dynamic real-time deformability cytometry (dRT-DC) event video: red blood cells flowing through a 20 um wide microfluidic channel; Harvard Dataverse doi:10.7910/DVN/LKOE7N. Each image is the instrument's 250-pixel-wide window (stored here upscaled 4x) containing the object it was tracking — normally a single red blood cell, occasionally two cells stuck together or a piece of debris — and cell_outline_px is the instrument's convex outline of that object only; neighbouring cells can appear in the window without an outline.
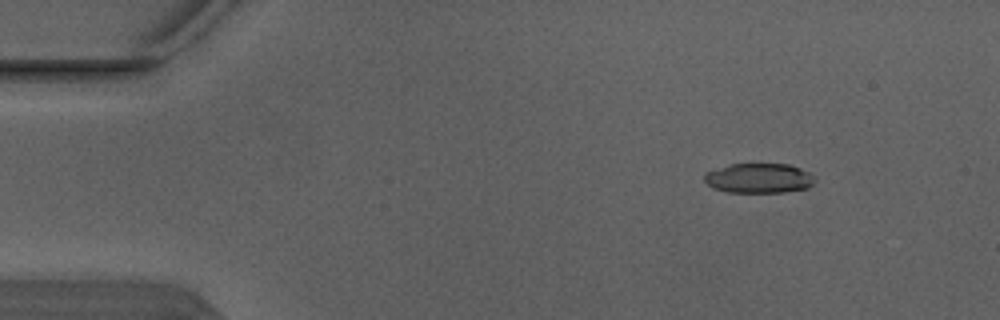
{"species": "Egyptian fruit bat (a non-hibernating species)", "species_latin": "Rousettus aegyptiacus", "temperature_condition": "warm", "stored_images_in_passage": 3, "camera_frame_rate_fps": 3000, "um_per_image_px": 0.085, "animal": {"sex": "male"}, "frame": {"image": 1, "passage_image": 1, "time_ms": 0.0, "image_size_px": [1000, 320], "cell_outline_px": [[816, 180], [808, 188], [784, 192], [728, 192], [712, 188], [704, 180], [704, 172], [732, 164], [788, 164], [800, 168], [808, 172]], "centroid_in_image_um": [64.49, 15.15], "position_along_channel_um": 20.5, "area_um2": 19.13}}
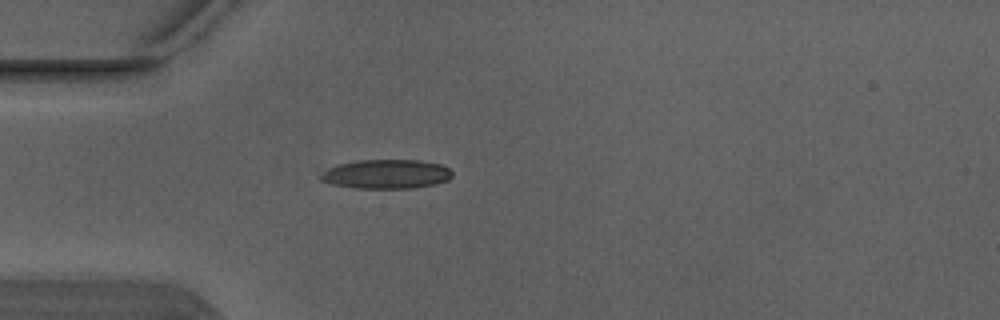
{"frame": {"image": 2, "passage_image": 3, "time_ms": 0.667, "image_size_px": [1000, 320], "cell_outline_px": [[452, 176], [448, 180], [436, 184], [412, 188], [356, 188], [332, 184], [320, 180], [320, 176], [328, 168], [336, 164], [356, 160], [420, 160], [440, 164], [448, 168], [452, 172]], "centroid_in_image_um": [32.84, 14.79], "position_along_channel_um": 52.2, "area_um2": 22.43}}